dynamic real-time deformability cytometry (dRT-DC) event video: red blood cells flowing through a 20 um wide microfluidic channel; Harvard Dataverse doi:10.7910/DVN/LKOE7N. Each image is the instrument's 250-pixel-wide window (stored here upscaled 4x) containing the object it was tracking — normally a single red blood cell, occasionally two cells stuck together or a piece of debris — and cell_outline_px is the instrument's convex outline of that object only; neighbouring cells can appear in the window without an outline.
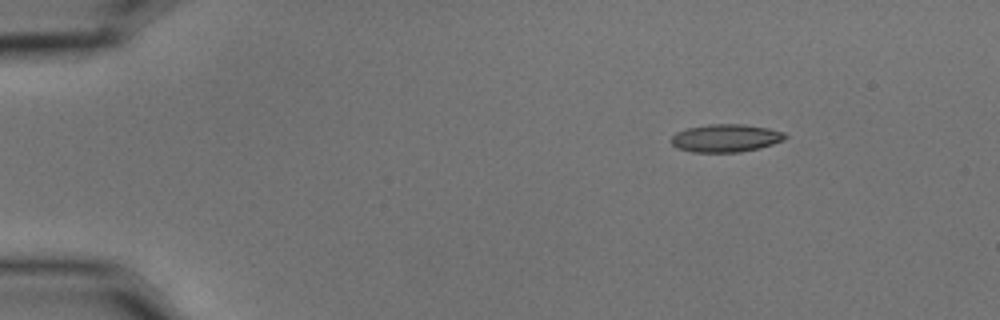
{"species": "common noctule bat (a hibernating species)", "species_latin": "Nyctalus noctula", "temperature_condition": "cold", "stored_images_in_passage": 4, "camera_frame_rate_fps": 3000, "um_per_image_px": 0.085, "animal": {"sex": "male", "body_mass_g": 15.6}, "frame": {"image": 1, "passage_image": 1, "time_ms": 0.0, "image_size_px": [1000, 320], "cell_outline_px": [[788, 136], [784, 140], [760, 148], [740, 152], [692, 152], [676, 148], [668, 140], [676, 132], [688, 128], [708, 124], [744, 124], [768, 128], [784, 132]], "centroid_in_image_um": [61.67, 11.74], "position_along_channel_um": 23.3, "area_um2": 18.67}}
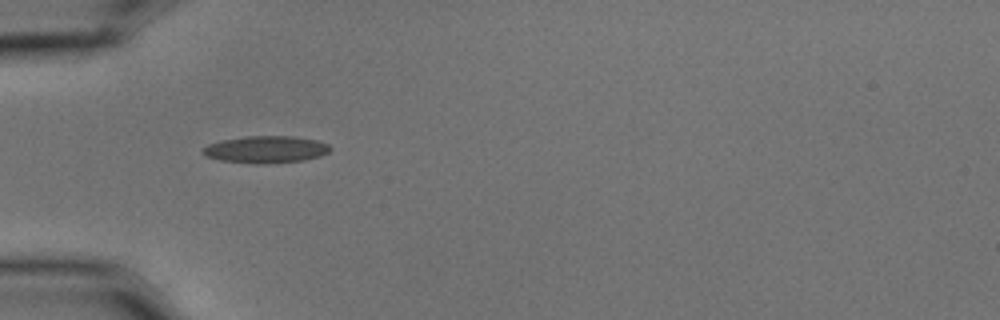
{"frame": {"image": 2, "passage_image": 3, "time_ms": 0.667, "image_size_px": [1000, 320], "cell_outline_px": [[332, 148], [328, 152], [320, 156], [304, 160], [268, 164], [256, 164], [220, 160], [204, 156], [200, 152], [200, 148], [208, 144], [220, 140], [244, 136], [292, 136], [316, 140], [328, 144]], "centroid_in_image_um": [22.54, 12.7], "position_along_channel_um": 62.5, "area_um2": 20.4}}
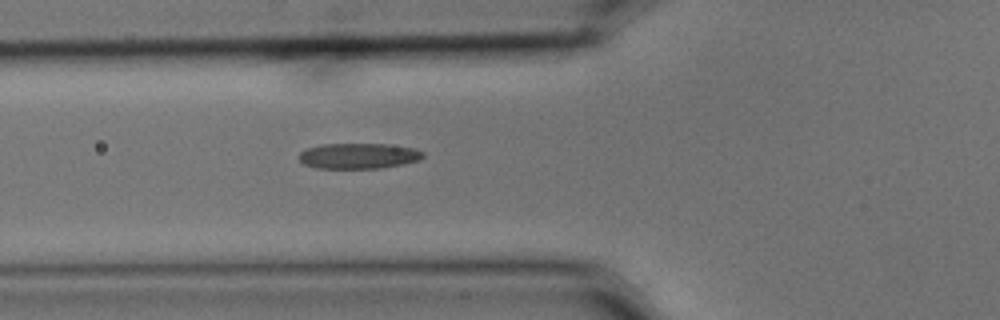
{"frame": {"image": 3, "passage_image": 4, "time_ms": 1.0, "image_size_px": [1000, 320], "cell_outline_px": [[424, 156], [420, 160], [380, 168], [316, 168], [304, 164], [300, 160], [300, 152], [308, 148], [320, 144], [388, 144], [416, 148], [424, 152]], "centroid_in_image_um": [30.5, 13.24], "position_along_channel_um": 95.3, "area_um2": 18.44}}